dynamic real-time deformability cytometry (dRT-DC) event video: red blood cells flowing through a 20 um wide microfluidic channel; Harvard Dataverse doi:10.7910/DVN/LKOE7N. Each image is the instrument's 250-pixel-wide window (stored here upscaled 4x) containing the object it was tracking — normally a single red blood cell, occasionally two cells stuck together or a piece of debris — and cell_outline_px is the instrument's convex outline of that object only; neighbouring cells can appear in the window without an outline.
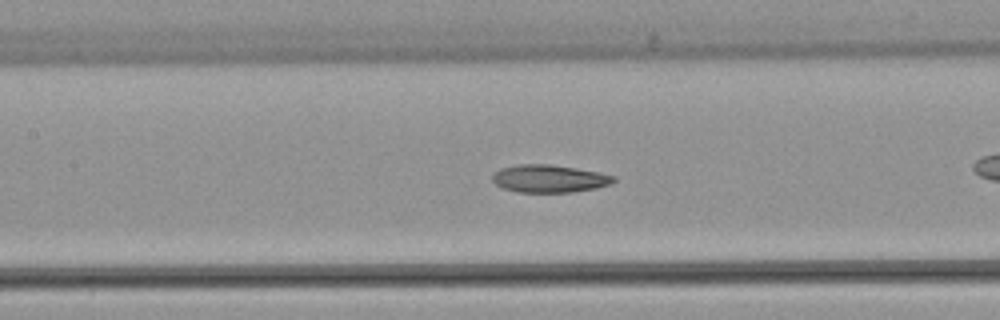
{"species": "common noctule bat (a hibernating species)", "species_latin": "Nyctalus noctula", "temperature_condition": "warm", "stored_images_in_passage": 43, "camera_frame_rate_fps": 3000, "um_per_image_px": 0.085, "animal": {"sex": "female", "body_mass_g": 22.7, "forearm_length_mm": 54.2}, "frame": {"image": 1, "passage_image": 19, "time_ms": 6.0, "image_size_px": [1000, 320], "cell_outline_px": [[616, 180], [612, 184], [596, 188], [572, 192], [516, 192], [504, 188], [496, 184], [492, 180], [492, 176], [500, 168], [520, 164], [548, 164], [576, 168], [600, 172], [616, 176]], "centroid_in_image_um": [46.72, 15.18], "position_along_channel_um": 160.7, "area_um2": 19.59}, "authors_computed_cell_mechanics": {"area_um2": 20.0566, "velocity_mm_per_s": 3.9053, "shape_relaxation_time_tau1_ms": null, "shape_relaxation_time_tau2_ms": 3.7609, "deformation_change_tau1": null, "deformation_change_tau2": 0.1121}}